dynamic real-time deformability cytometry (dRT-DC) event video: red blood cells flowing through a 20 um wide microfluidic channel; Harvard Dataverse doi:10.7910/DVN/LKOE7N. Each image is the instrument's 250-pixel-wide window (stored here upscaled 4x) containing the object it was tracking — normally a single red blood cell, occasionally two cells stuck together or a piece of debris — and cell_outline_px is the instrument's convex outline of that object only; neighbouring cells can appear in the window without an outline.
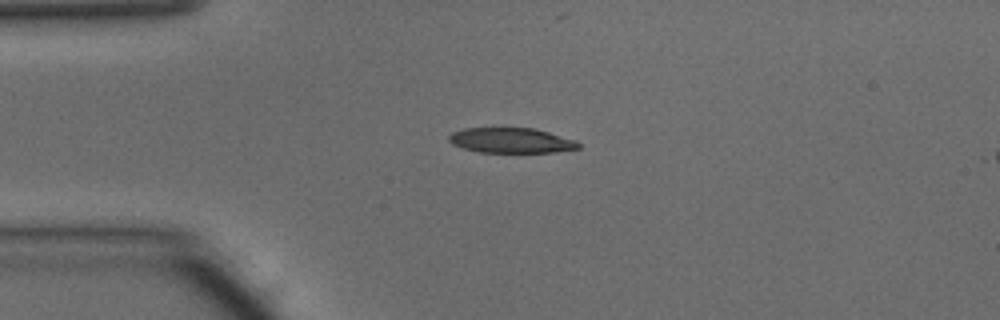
{"species": "common noctule bat (a hibernating species)", "species_latin": "Nyctalus noctula", "temperature_condition": "warm", "stored_images_in_passage": 38, "camera_frame_rate_fps": 3000, "um_per_image_px": 0.085, "animal": {"sex": "male", "body_mass_g": 15.6}, "frame": {"image": 1, "passage_image": 6, "time_ms": 1.667, "image_size_px": [1000, 320], "cell_outline_px": [[580, 148], [556, 152], [480, 152], [464, 148], [452, 144], [448, 140], [448, 136], [452, 132], [464, 128], [536, 128], [576, 140], [580, 144]], "centroid_in_image_um": [43.46, 11.93], "position_along_channel_um": 41.5, "area_um2": 19.02}}
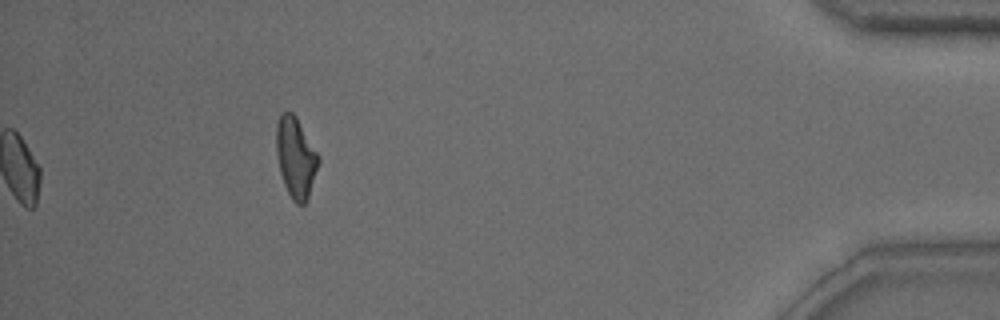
{"frame": {"image": 2, "passage_image": 38, "time_ms": 12.333, "image_size_px": [1000, 320], "cell_outline_px": [[320, 160], [308, 196], [304, 204], [296, 204], [292, 200], [284, 184], [280, 172], [276, 156], [276, 124], [280, 116], [284, 112], [292, 112], [296, 116], [320, 156]], "centroid_in_image_um": [25.13, 13.37], "position_along_channel_um": 410.1, "area_um2": 19.71}, "authors_computed_cell_mechanics": {"area_um2": 19.8254, "velocity_mm_per_s": 4.2013, "shape_relaxation_time_tau1_ms": 6.5588, "shape_relaxation_time_tau2_ms": 3.2089, "deformation_change_tau1": 0.2251, "deformation_change_tau2": 0.1303}}